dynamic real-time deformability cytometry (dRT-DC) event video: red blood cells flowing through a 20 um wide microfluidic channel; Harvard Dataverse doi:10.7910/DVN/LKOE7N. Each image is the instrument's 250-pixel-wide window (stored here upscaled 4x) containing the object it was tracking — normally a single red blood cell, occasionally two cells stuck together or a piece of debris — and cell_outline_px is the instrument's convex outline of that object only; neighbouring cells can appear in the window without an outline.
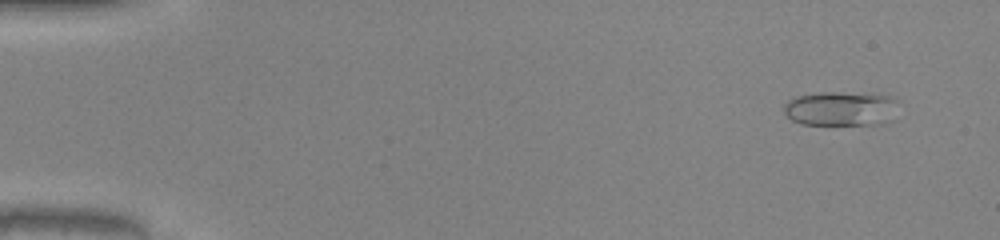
{"species": "common noctule bat (a hibernating species)", "species_latin": "Nyctalus noctula", "temperature_condition": "warm", "stored_images_in_passage": 48, "camera_frame_rate_fps": 3000, "um_per_image_px": 0.085, "animal": {"sex": "male", "body_mass_g": 20.0, "forearm_length_mm": 53.3}, "frame": {"image": 1, "passage_image": 1, "time_ms": 0.0, "image_size_px": [1000, 240], "cell_outline_px": [[896, 100], [892, 120], [880, 124], [800, 124], [792, 120], [784, 112], [784, 104], [788, 100], [796, 96], [820, 92], [836, 92], [896, 96]], "centroid_in_image_um": [71.45, 9.23], "position_along_channel_um": 13.6, "area_um2": 22.89}}
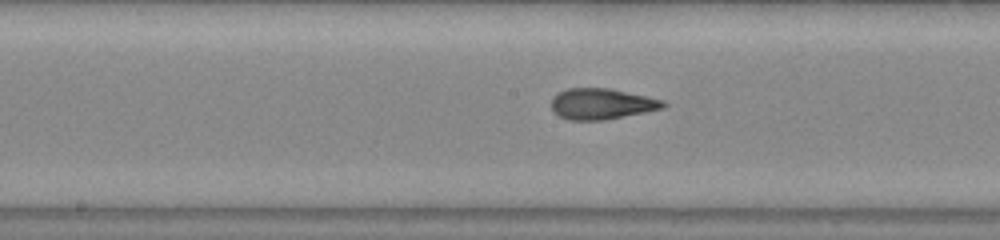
{"frame": {"image": 2, "passage_image": 24, "time_ms": 7.667, "image_size_px": [1000, 240], "cell_outline_px": [[668, 104], [664, 108], [604, 120], [568, 120], [560, 116], [552, 108], [552, 96], [556, 92], [568, 88], [608, 88], [664, 100]], "centroid_in_image_um": [51.13, 8.82], "position_along_channel_um": 197.1, "area_um2": 20.06}}
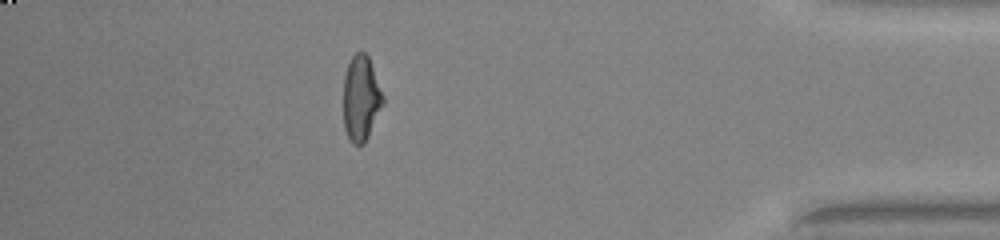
{"frame": {"image": 3, "passage_image": 42, "time_ms": 13.667, "image_size_px": [1000, 240], "cell_outline_px": [[384, 104], [364, 144], [352, 144], [344, 128], [344, 76], [348, 64], [352, 56], [356, 52], [364, 52], [368, 56], [384, 96]], "centroid_in_image_um": [30.69, 8.36], "position_along_channel_um": 404.5, "area_um2": 19.59}, "authors_computed_cell_mechanics": {"area_um2": 19.9988, "velocity_mm_per_s": 4.1487, "shape_relaxation_time_tau1_ms": 10.9124, "shape_relaxation_time_tau2_ms": 0.8847, "deformation_change_tau1": 0.3263, "deformation_change_tau2": 0.0596}}